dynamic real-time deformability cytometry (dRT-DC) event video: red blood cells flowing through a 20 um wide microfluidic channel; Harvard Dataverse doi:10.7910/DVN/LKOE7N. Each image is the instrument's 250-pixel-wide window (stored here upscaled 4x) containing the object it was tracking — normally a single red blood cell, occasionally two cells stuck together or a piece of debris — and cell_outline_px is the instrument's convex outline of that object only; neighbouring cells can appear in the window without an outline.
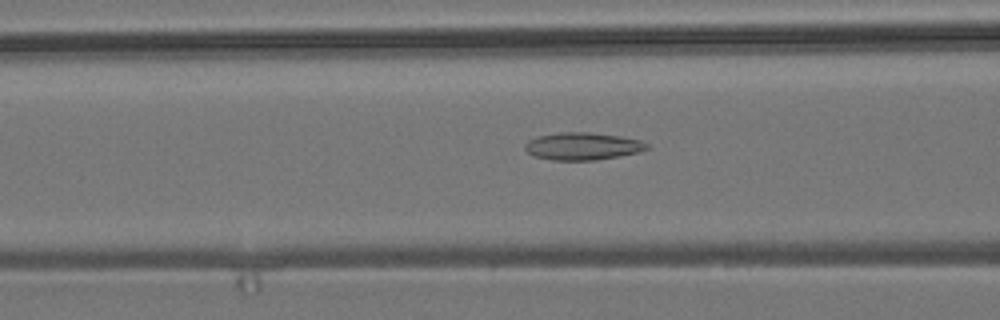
{"species": "common noctule bat (a hibernating species)", "species_latin": "Nyctalus noctula", "temperature_condition": "room temperature", "stored_images_in_passage": 45, "camera_frame_rate_fps": 3000, "um_per_image_px": 0.085, "animal": {"sex": "male", "body_mass_g": 19.2, "forearm_length_mm": 51.8}, "frame": {"image": 1, "passage_image": 14, "time_ms": 4.333, "image_size_px": [1000, 320], "cell_outline_px": [[648, 148], [640, 152], [620, 156], [596, 160], [552, 160], [532, 156], [524, 148], [524, 144], [528, 140], [536, 136], [556, 132], [588, 132], [620, 136], [640, 140], [648, 144]], "centroid_in_image_um": [49.48, 12.42], "position_along_channel_um": 117.1, "area_um2": 19.71}}
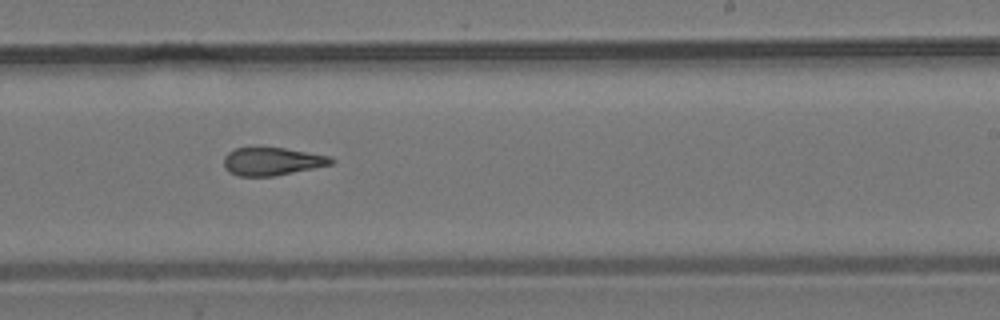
{"frame": {"image": 2, "passage_image": 26, "time_ms": 8.333, "image_size_px": [1000, 320], "cell_outline_px": [[336, 160], [332, 164], [272, 176], [240, 176], [228, 172], [224, 168], [224, 156], [228, 152], [236, 148], [284, 148], [328, 156]], "centroid_in_image_um": [23.08, 13.72], "position_along_channel_um": 265.9, "area_um2": 17.17}}
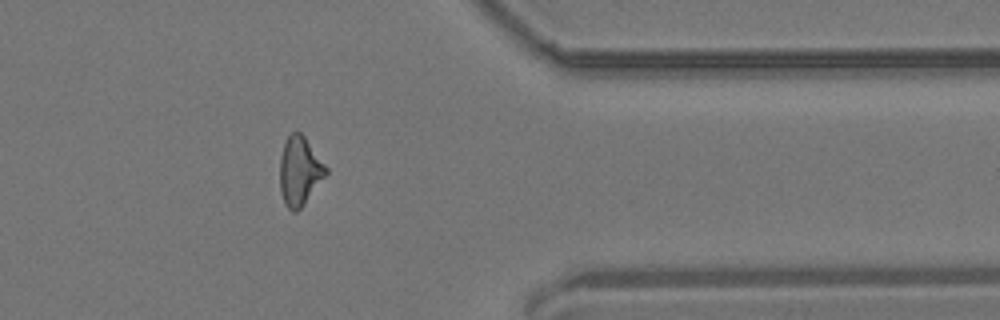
{"frame": {"image": 3, "passage_image": 37, "time_ms": 12.0, "image_size_px": [1000, 320], "cell_outline_px": [[328, 172], [300, 208], [296, 212], [292, 212], [284, 204], [280, 192], [280, 156], [284, 144], [288, 136], [296, 128], [304, 136], [328, 168]], "centroid_in_image_um": [25.45, 14.52], "position_along_channel_um": 386.0, "area_um2": 18.38}}